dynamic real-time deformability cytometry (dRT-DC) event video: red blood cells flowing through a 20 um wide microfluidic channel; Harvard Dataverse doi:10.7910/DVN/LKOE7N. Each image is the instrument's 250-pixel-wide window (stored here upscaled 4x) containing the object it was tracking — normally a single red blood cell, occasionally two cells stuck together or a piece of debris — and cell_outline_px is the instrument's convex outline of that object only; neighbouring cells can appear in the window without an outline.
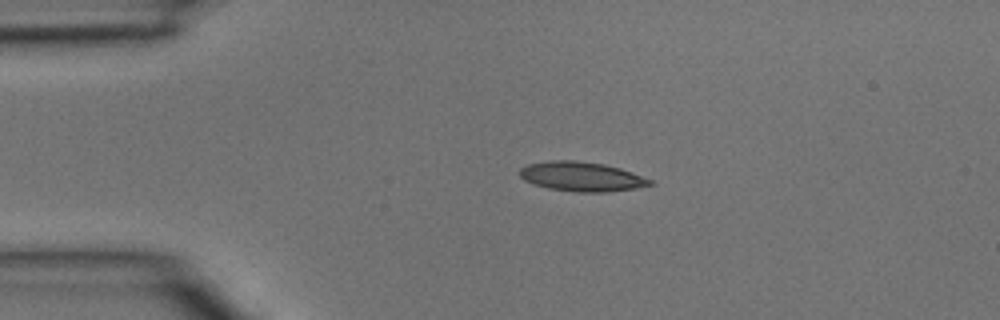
{"species": "common noctule bat (a hibernating species)", "species_latin": "Nyctalus noctula", "temperature_condition": "room temperature", "stored_images_in_passage": 2, "camera_frame_rate_fps": 3000, "um_per_image_px": 0.085, "animal": {"sex": "male", "body_mass_g": 15.6}, "frame": {"image": 1, "passage_image": 1, "time_ms": 0.0, "image_size_px": [1000, 320], "cell_outline_px": [[656, 184], [632, 188], [604, 192], [576, 192], [548, 188], [532, 184], [524, 180], [520, 176], [520, 168], [528, 164], [552, 160], [576, 160], [604, 164], [620, 168], [652, 180]], "centroid_in_image_um": [49.41, 15.0], "position_along_channel_um": 35.6, "area_um2": 22.25}}